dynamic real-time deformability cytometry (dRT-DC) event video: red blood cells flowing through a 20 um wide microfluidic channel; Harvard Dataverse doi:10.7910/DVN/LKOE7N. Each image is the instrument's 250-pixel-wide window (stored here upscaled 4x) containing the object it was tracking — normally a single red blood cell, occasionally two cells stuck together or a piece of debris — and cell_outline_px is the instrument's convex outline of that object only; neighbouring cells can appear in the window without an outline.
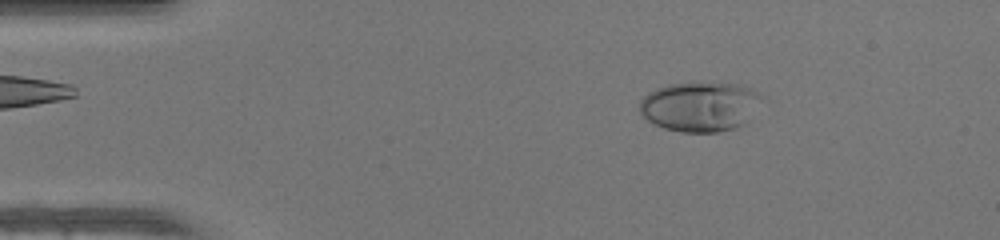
{"species": "human", "species_latin": "Homo sapiens", "temperature_condition": "warm", "stored_images_in_passage": 49, "camera_frame_rate_fps": 3000, "um_per_image_px": 0.085, "donor": {"sex": "female"}, "frame": {"image": 1, "passage_image": 8, "time_ms": 2.333, "image_size_px": [1000, 240], "cell_outline_px": [[760, 96], [744, 124], [736, 128], [716, 132], [680, 132], [664, 128], [648, 120], [640, 112], [640, 100], [648, 92], [656, 88], [668, 84], [692, 80], [720, 80], [740, 84], [760, 92]], "centroid_in_image_um": [59.46, 8.99], "position_along_channel_um": 25.5, "area_um2": 36.01}}
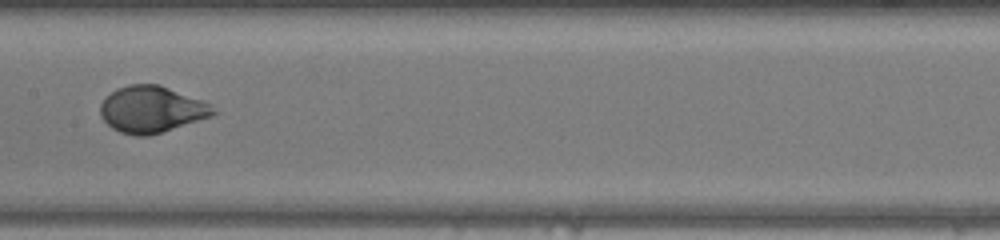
{"frame": {"image": 2, "passage_image": 25, "time_ms": 8.0, "image_size_px": [1000, 240], "cell_outline_px": [[220, 112], [212, 116], [148, 136], [136, 136], [120, 132], [112, 128], [100, 116], [100, 104], [116, 88], [128, 84], [160, 84], [200, 100], [208, 104]], "centroid_in_image_um": [12.87, 9.3], "position_along_channel_um": 194.5, "area_um2": 30.4}}
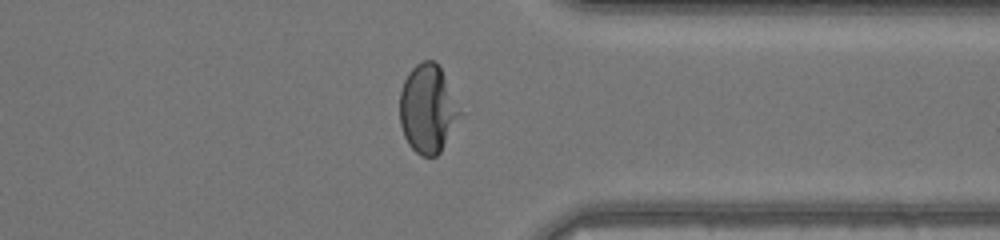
{"frame": {"image": 3, "passage_image": 38, "time_ms": 12.333, "image_size_px": [1000, 240], "cell_outline_px": [[460, 112], [440, 152], [436, 156], [420, 156], [408, 144], [404, 136], [400, 124], [400, 92], [404, 80], [408, 72], [416, 64], [424, 60], [432, 60], [440, 68], [444, 76]], "centroid_in_image_um": [36.29, 9.25], "position_along_channel_um": 375.1, "area_um2": 30.06}, "authors_computed_cell_mechanics": {"area_um2": 31.2698, "velocity_mm_per_s": 4.2674, "shape_relaxation_time_tau1_ms": 3.3669, "shape_relaxation_time_tau2_ms": null, "deformation_change_tau1": 0.2206, "deformation_change_tau2": null}}